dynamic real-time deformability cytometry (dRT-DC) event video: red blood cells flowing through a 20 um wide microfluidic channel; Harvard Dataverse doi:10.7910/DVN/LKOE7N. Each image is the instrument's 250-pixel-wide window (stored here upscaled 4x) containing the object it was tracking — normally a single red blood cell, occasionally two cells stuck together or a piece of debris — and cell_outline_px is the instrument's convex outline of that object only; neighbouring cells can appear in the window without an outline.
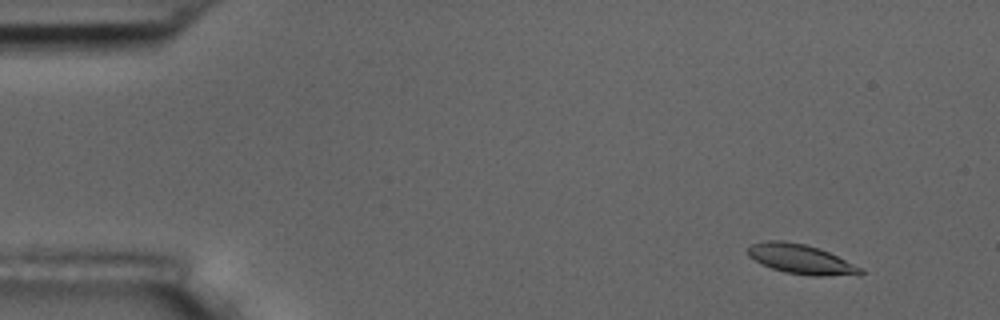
{"species": "common noctule bat (a hibernating species)", "species_latin": "Nyctalus noctula", "temperature_condition": "room temperature", "stored_images_in_passage": 4, "camera_frame_rate_fps": 3000, "um_per_image_px": 0.085, "animal": {"sex": "male", "body_mass_g": 17.5, "forearm_length_mm": 52.3}, "frame": {"image": 1, "passage_image": 2, "time_ms": 1.0, "image_size_px": [1000, 320], "cell_outline_px": [[864, 272], [860, 276], [812, 276], [784, 272], [772, 268], [748, 256], [748, 248], [752, 244], [768, 240], [784, 240], [804, 244], [828, 252], [864, 268]], "centroid_in_image_um": [68.16, 22.05], "position_along_channel_um": 16.8, "area_um2": 19.48}}
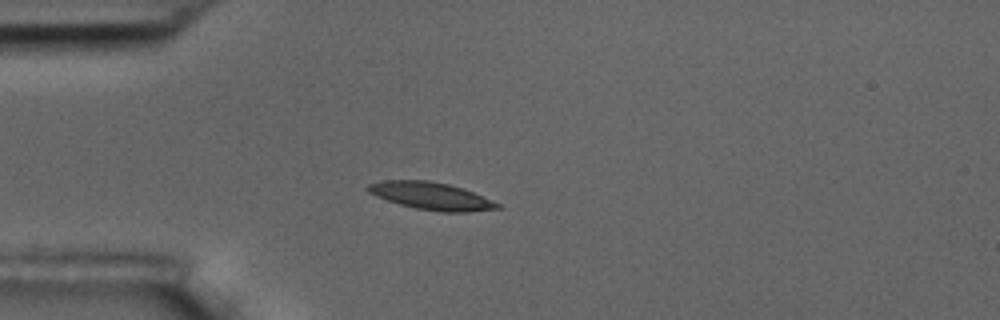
{"frame": {"image": 2, "passage_image": 4, "time_ms": 4.333, "image_size_px": [1000, 320], "cell_outline_px": [[504, 208], [468, 212], [440, 212], [416, 208], [400, 204], [376, 196], [368, 192], [364, 188], [368, 184], [380, 180], [428, 180], [448, 184], [472, 192], [500, 204]], "centroid_in_image_um": [36.62, 16.66], "position_along_channel_um": 48.4, "area_um2": 20.63}}